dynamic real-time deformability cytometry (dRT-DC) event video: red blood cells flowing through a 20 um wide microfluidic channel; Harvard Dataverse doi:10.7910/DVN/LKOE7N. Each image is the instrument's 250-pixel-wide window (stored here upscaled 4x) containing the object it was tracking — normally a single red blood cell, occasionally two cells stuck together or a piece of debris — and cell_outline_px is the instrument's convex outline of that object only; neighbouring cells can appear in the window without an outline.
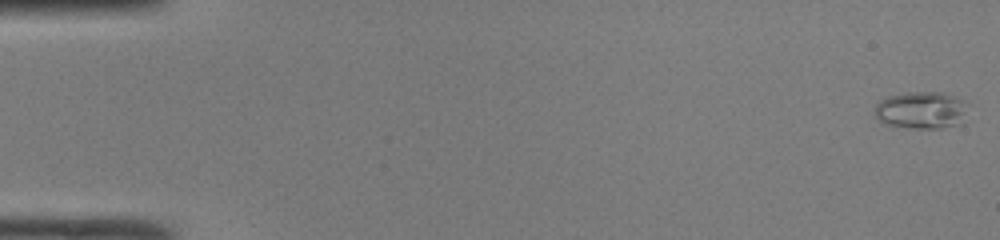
{"species": "common noctule bat (a hibernating species)", "species_latin": "Nyctalus noctula", "temperature_condition": "room temperature", "stored_images_in_passage": 49, "camera_frame_rate_fps": 3000, "um_per_image_px": 0.085, "animal": {"sex": "male", "body_mass_g": 19.0, "forearm_length_mm": 50.8}, "frame": {"image": 1, "passage_image": 1, "time_ms": 0.0, "image_size_px": [1000, 240], "cell_outline_px": [[968, 104], [960, 124], [940, 128], [908, 128], [884, 124], [876, 116], [876, 104], [880, 100], [888, 96], [908, 92], [940, 92], [952, 96]], "centroid_in_image_um": [78.28, 9.37], "position_along_channel_um": 6.7, "area_um2": 20.0}}
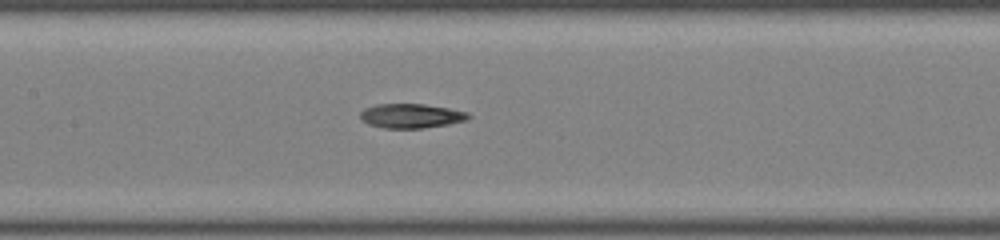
{"frame": {"image": 2, "passage_image": 24, "time_ms": 7.667, "image_size_px": [1000, 240], "cell_outline_px": [[472, 116], [468, 120], [448, 124], [424, 128], [384, 128], [368, 124], [360, 120], [360, 112], [364, 108], [376, 104], [424, 104], [448, 108], [468, 112]], "centroid_in_image_um": [34.94, 9.85], "position_along_channel_um": 172.5, "area_um2": 15.49}}
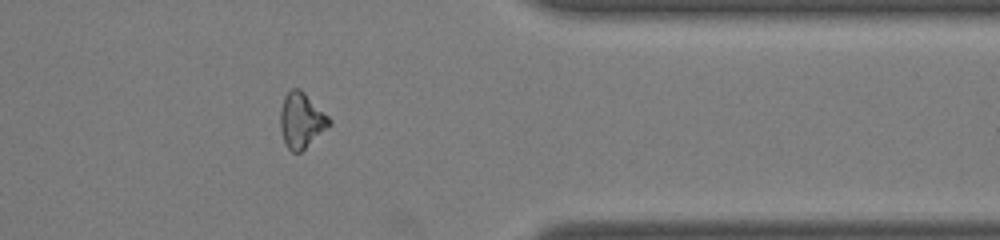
{"frame": {"image": 3, "passage_image": 40, "time_ms": 13.0, "image_size_px": [1000, 240], "cell_outline_px": [[332, 124], [300, 152], [292, 152], [284, 144], [280, 128], [280, 112], [284, 96], [292, 88], [300, 88], [332, 120]], "centroid_in_image_um": [25.6, 10.23], "position_along_channel_um": 385.8, "area_um2": 15.72}, "authors_computed_cell_mechanics": {"area_um2": 16.2996, "velocity_mm_per_s": 4.241, "shape_relaxation_time_tau1_ms": 7.2245, "shape_relaxation_time_tau2_ms": 6.6928, "deformation_change_tau1": 0.2485, "deformation_change_tau2": 0.1771}}